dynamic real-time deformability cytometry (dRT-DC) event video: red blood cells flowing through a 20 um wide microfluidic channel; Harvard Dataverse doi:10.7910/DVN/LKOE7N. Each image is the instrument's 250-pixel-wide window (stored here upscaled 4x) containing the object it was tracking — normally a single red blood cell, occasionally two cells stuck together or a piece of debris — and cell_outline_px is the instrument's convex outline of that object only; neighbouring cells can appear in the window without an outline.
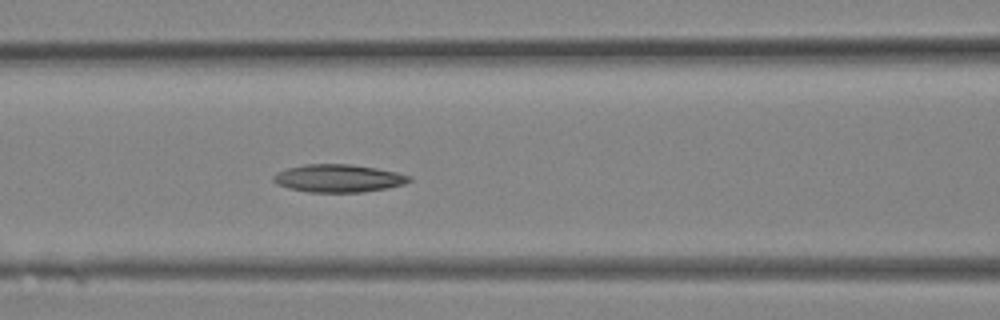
{"species": "Egyptian fruit bat (a non-hibernating species)", "species_latin": "Rousettus aegyptiacus", "temperature_condition": "room temperature", "stored_images_in_passage": 12, "camera_frame_rate_fps": 3000, "um_per_image_px": 0.085, "animal": {"sex": "female"}, "frame": {"image": 1, "passage_image": 12, "time_ms": 3.667, "image_size_px": [1000, 320], "cell_outline_px": [[412, 180], [404, 184], [364, 192], [308, 192], [288, 188], [276, 184], [272, 180], [272, 176], [276, 172], [288, 168], [304, 164], [352, 164], [376, 168], [396, 172], [412, 176]], "centroid_in_image_um": [28.73, 15.15], "position_along_channel_um": 137.9, "area_um2": 22.08}}